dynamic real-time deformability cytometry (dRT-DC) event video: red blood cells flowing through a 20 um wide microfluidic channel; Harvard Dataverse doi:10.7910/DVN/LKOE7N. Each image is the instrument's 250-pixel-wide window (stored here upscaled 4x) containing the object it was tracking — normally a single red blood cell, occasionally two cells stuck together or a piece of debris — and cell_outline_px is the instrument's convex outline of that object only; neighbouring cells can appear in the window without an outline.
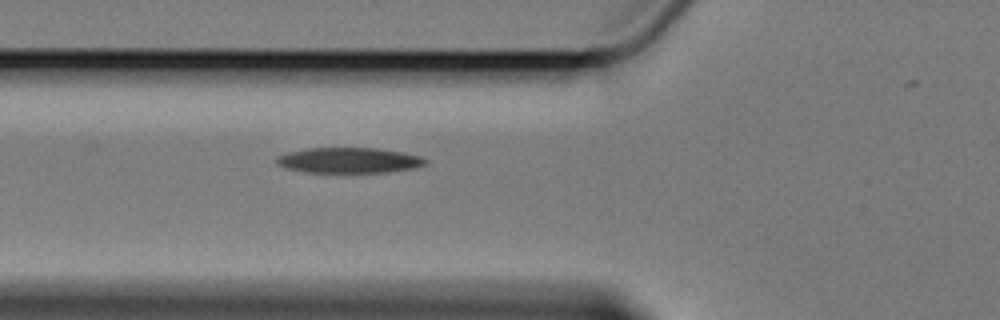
{"species": "Egyptian fruit bat (a non-hibernating species)", "species_latin": "Rousettus aegyptiacus", "temperature_condition": "cold", "stored_images_in_passage": 7, "camera_frame_rate_fps": 3000, "um_per_image_px": 0.085, "animal": {"sex": "female"}, "frame": {"image": 1, "passage_image": 7, "time_ms": 7.667, "image_size_px": [1000, 320], "cell_outline_px": [[428, 164], [416, 168], [388, 172], [304, 172], [284, 168], [276, 164], [276, 156], [288, 152], [308, 148], [376, 148], [404, 152], [420, 156], [428, 160]], "centroid_in_image_um": [29.68, 13.63], "position_along_channel_um": 96.1, "area_um2": 22.31}}